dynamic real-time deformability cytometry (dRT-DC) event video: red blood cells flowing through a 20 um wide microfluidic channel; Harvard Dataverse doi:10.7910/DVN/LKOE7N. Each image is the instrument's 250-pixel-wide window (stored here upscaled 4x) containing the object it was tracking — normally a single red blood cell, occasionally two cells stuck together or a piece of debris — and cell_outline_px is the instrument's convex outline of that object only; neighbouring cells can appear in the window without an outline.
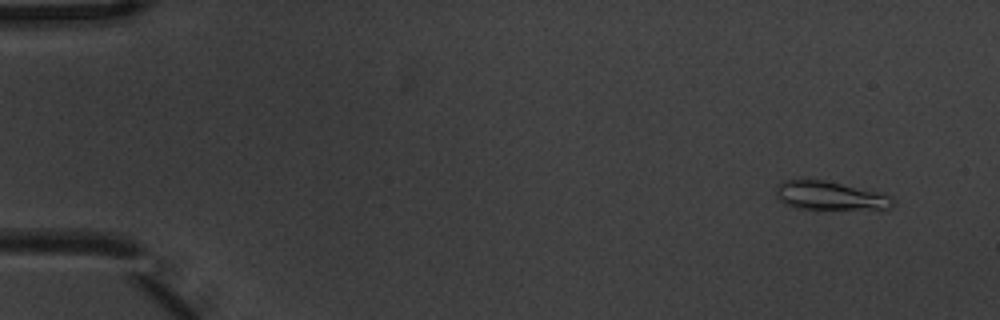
{"species": "common noctule bat (a hibernating species)", "species_latin": "Nyctalus noctula", "temperature_condition": "warm", "stored_images_in_passage": 5, "camera_frame_rate_fps": 3000, "um_per_image_px": 0.085, "animal": {"sex": "male", "body_mass_g": 20.1, "forearm_length_mm": 53.5}, "frame": {"image": 1, "passage_image": 1, "time_ms": 0.0, "image_size_px": [1000, 320], "cell_outline_px": [[896, 204], [892, 208], [884, 212], [816, 212], [796, 208], [784, 204], [776, 196], [776, 184], [784, 180], [824, 180], [876, 192], [892, 196], [896, 200]], "centroid_in_image_um": [70.68, 16.76], "position_along_channel_um": 14.3, "area_um2": 21.44}}